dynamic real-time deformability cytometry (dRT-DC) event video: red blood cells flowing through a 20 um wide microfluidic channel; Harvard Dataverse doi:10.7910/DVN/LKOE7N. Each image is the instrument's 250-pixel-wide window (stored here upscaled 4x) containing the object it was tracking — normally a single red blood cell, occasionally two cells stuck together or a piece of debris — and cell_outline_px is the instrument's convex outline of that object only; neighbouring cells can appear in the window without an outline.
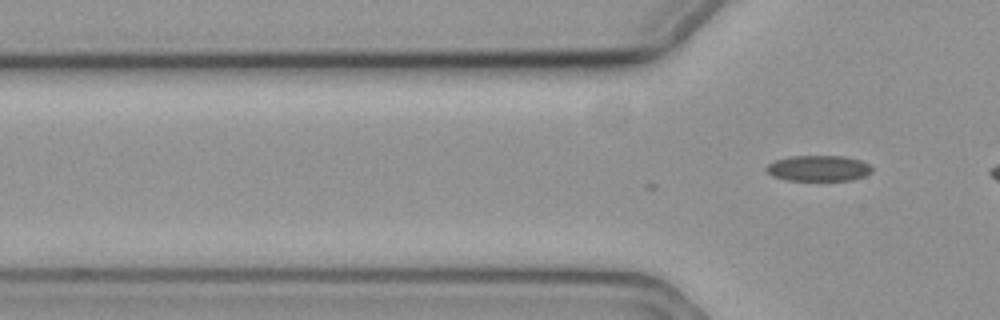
{"species": "common noctule bat (a hibernating species)", "species_latin": "Nyctalus noctula", "temperature_condition": "cold", "stored_images_in_passage": 2, "camera_frame_rate_fps": 3000, "um_per_image_px": 0.085, "animal": {"sex": "female", "body_mass_g": 19.3, "forearm_length_mm": 54.1}, "frame": {"image": 1, "passage_image": 2, "time_ms": 0.333, "image_size_px": [1000, 320], "cell_outline_px": [[872, 172], [864, 176], [852, 180], [788, 180], [772, 176], [764, 168], [768, 164], [776, 160], [792, 156], [844, 156], [860, 160], [868, 164], [872, 168]], "centroid_in_image_um": [69.57, 14.3], "position_along_channel_um": 56.2, "area_um2": 15.78}}